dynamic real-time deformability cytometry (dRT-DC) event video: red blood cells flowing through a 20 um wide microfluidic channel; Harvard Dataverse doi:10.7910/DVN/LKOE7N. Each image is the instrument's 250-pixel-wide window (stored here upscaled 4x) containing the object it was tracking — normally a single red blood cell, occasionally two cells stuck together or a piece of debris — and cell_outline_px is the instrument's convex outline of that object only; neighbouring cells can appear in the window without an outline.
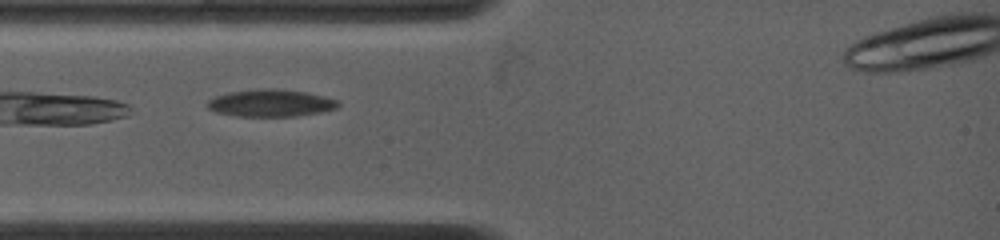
{"species": "common noctule bat (a hibernating species)", "species_latin": "Nyctalus noctula", "temperature_condition": "warm", "stored_images_in_passage": 11, "camera_frame_rate_fps": 4500, "um_per_image_px": 0.085, "animal": {"sex": "female", "body_mass_g": 19.0, "forearm_length_mm": 53.3}, "frame": {"image": 1, "passage_image": 4, "time_ms": 0.667, "image_size_px": [1000, 240], "cell_outline_px": [[340, 104], [336, 108], [320, 112], [296, 116], [236, 116], [216, 112], [208, 108], [208, 100], [216, 96], [228, 92], [268, 88], [272, 88], [308, 92], [340, 100]], "centroid_in_image_um": [23.04, 8.75], "position_along_channel_um": 62.0, "area_um2": 20.69}}